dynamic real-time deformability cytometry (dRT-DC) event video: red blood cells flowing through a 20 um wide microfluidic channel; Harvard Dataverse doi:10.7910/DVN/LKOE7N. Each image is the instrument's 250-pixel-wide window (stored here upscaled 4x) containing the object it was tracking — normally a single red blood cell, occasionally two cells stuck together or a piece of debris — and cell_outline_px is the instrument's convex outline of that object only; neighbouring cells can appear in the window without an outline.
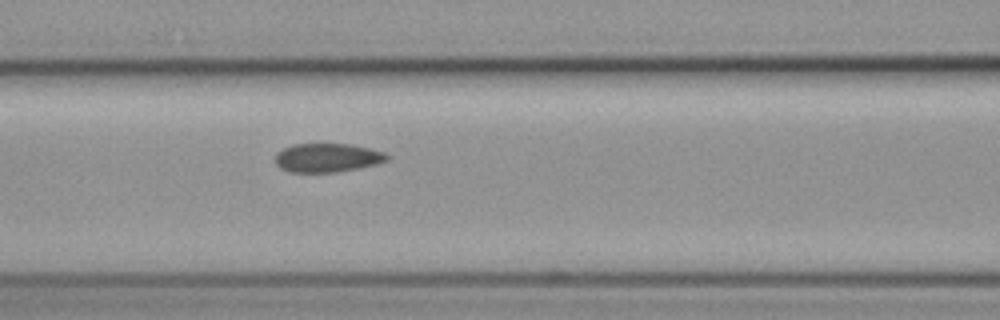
{"species": "common noctule bat (a hibernating species)", "species_latin": "Nyctalus noctula", "temperature_condition": "cold", "stored_images_in_passage": 6, "segment_of_instrument_passage": [1, 2], "camera_frame_rate_fps": 3000, "um_per_image_px": 0.085, "animal": {"sex": "female", "body_mass_g": 19.3, "forearm_length_mm": 54.1}, "frame": {"image": 1, "passage_image": 5, "time_ms": 6.0, "image_size_px": [1000, 320], "cell_outline_px": [[388, 160], [376, 164], [336, 172], [288, 172], [280, 168], [276, 164], [276, 152], [292, 144], [348, 144], [368, 148], [384, 152], [388, 156]], "centroid_in_image_um": [27.78, 13.41], "position_along_channel_um": 138.8, "area_um2": 18.61}}